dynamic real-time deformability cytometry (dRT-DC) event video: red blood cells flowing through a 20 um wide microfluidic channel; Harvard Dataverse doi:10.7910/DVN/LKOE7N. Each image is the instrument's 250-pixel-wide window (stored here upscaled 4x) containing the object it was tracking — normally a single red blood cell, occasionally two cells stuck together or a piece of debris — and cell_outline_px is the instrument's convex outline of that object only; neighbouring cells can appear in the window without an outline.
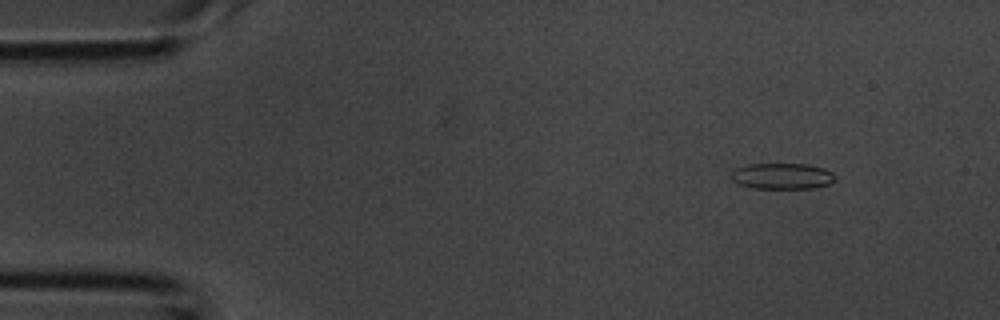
{"species": "common noctule bat (a hibernating species)", "species_latin": "Nyctalus noctula", "temperature_condition": "room temperature", "stored_images_in_passage": 3, "camera_frame_rate_fps": 3000, "um_per_image_px": 0.085, "animal": {"sex": "male", "body_mass_g": 20.1, "forearm_length_mm": 53.5}, "frame": {"image": 1, "passage_image": 3, "time_ms": 0.667, "image_size_px": [1000, 320], "cell_outline_px": [[836, 176], [828, 184], [812, 188], [752, 188], [740, 184], [732, 180], [728, 176], [736, 168], [748, 164], [808, 164], [824, 168], [832, 172]], "centroid_in_image_um": [66.45, 14.96], "position_along_channel_um": 18.6, "area_um2": 15.72}}